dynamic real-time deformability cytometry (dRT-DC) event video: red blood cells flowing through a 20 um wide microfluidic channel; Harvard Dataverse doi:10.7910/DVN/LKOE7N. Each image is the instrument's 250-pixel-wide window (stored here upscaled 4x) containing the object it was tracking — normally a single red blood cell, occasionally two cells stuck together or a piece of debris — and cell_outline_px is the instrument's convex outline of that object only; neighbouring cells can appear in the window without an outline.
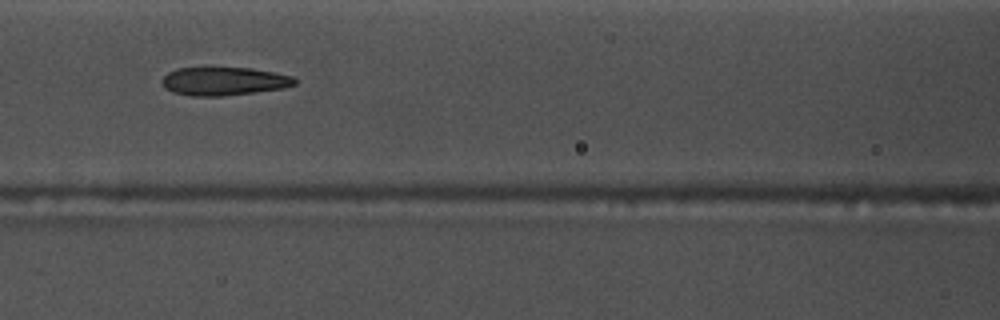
{"species": "common noctule bat (a hibernating species)", "species_latin": "Nyctalus noctula", "temperature_condition": "warm", "stored_images_in_passage": 38, "camera_frame_rate_fps": 3000, "um_per_image_px": 0.085, "animal": {"sex": "male", "body_mass_g": 17.5, "forearm_length_mm": 52.3}, "frame": {"image": 1, "passage_image": 12, "time_ms": 3.667, "image_size_px": [1000, 320], "cell_outline_px": [[296, 84], [284, 88], [224, 96], [192, 96], [172, 92], [164, 88], [160, 80], [168, 72], [176, 68], [252, 68], [292, 76], [296, 80]], "centroid_in_image_um": [18.99, 6.91], "position_along_channel_um": 147.6, "area_um2": 21.91}, "authors_computed_cell_mechanics": {"area_um2": 22.5131, "velocity_mm_per_s": 3.6788, "shape_relaxation_time_tau1_ms": null, "shape_relaxation_time_tau2_ms": 3.0281, "deformation_change_tau1": null, "deformation_change_tau2": 0.1373}}